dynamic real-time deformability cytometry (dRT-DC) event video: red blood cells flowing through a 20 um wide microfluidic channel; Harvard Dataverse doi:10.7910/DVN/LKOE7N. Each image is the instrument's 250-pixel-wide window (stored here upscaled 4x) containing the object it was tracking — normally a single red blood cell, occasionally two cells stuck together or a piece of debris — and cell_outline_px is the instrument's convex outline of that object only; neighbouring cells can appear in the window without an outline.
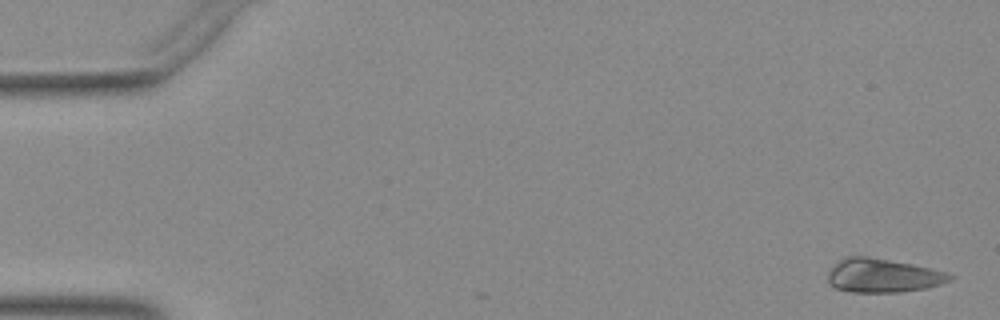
{"species": "Egyptian fruit bat (a non-hibernating species)", "species_latin": "Rousettus aegyptiacus", "temperature_condition": "warm", "stored_images_in_passage": 43, "camera_frame_rate_fps": 3000, "um_per_image_px": 0.085, "animal": {"sex": "female"}, "frame": {"image": 1, "passage_image": 1, "time_ms": 0.0, "image_size_px": [1000, 320], "cell_outline_px": [[952, 280], [940, 284], [924, 288], [896, 292], [852, 292], [836, 288], [828, 280], [828, 272], [844, 256], [868, 256], [912, 264], [932, 268], [948, 272], [952, 276]], "centroid_in_image_um": [75.05, 23.41], "position_along_channel_um": 9.9, "area_um2": 23.81}}
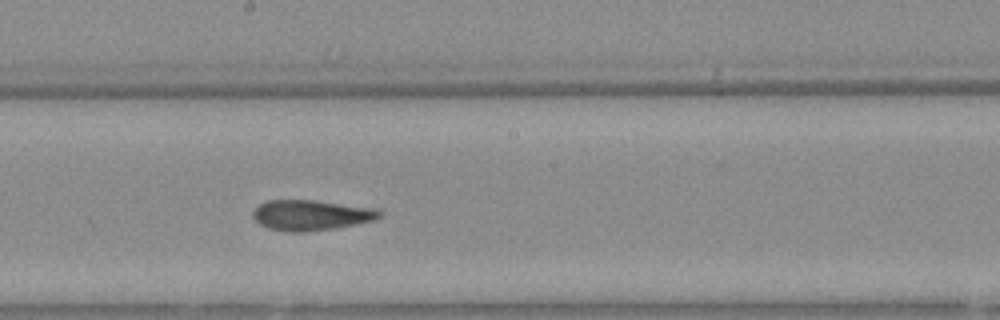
{"frame": {"image": 2, "passage_image": 25, "time_ms": 8.0, "image_size_px": [1000, 320], "cell_outline_px": [[380, 216], [376, 220], [336, 228], [308, 232], [284, 232], [268, 228], [260, 224], [252, 216], [252, 212], [260, 204], [268, 200], [312, 200], [376, 208], [380, 212]], "centroid_in_image_um": [26.43, 18.3], "position_along_channel_um": 221.8, "area_um2": 22.48}}
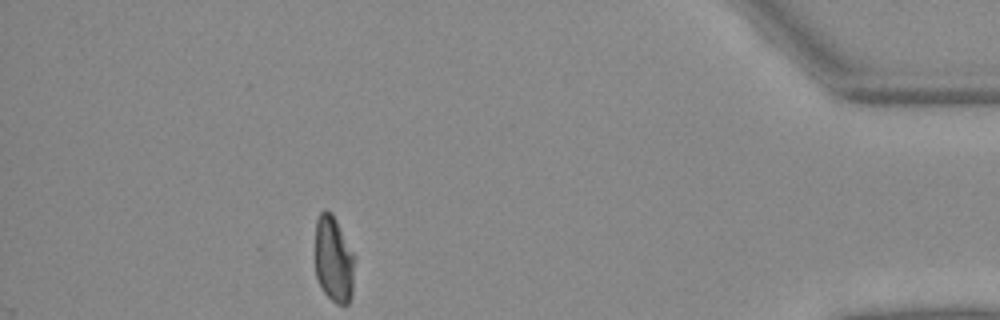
{"frame": {"image": 3, "passage_image": 43, "time_ms": 14.0, "image_size_px": [1000, 320], "cell_outline_px": [[352, 292], [348, 304], [336, 304], [324, 292], [316, 276], [316, 220], [320, 212], [324, 208], [332, 212], [352, 252]], "centroid_in_image_um": [28.32, 22.02], "position_along_channel_um": 406.9, "area_um2": 19.25}}